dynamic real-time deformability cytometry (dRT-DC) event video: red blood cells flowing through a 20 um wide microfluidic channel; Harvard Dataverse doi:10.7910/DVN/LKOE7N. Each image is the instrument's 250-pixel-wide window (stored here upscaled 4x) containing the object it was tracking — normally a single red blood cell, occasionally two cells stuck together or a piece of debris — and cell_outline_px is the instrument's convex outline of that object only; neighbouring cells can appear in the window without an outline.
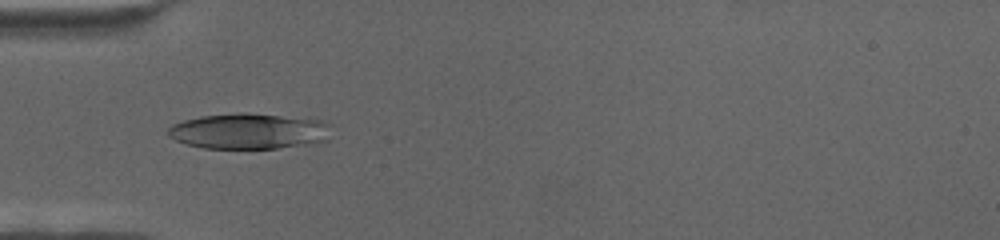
{"species": "human", "species_latin": "Homo sapiens", "temperature_condition": "cold", "stored_images_in_passage": 59, "camera_frame_rate_fps": 3000, "um_per_image_px": 0.085, "donor": {"sex": "female"}, "frame": {"image": 1, "passage_image": 14, "time_ms": 4.333, "image_size_px": [1000, 240], "cell_outline_px": [[332, 124], [328, 140], [312, 144], [276, 148], [204, 148], [188, 144], [176, 140], [168, 136], [168, 128], [172, 124], [184, 120], [200, 116], [240, 112], [244, 112], [320, 120]], "centroid_in_image_um": [21.19, 11.15], "position_along_channel_um": 63.8, "area_um2": 34.04}}
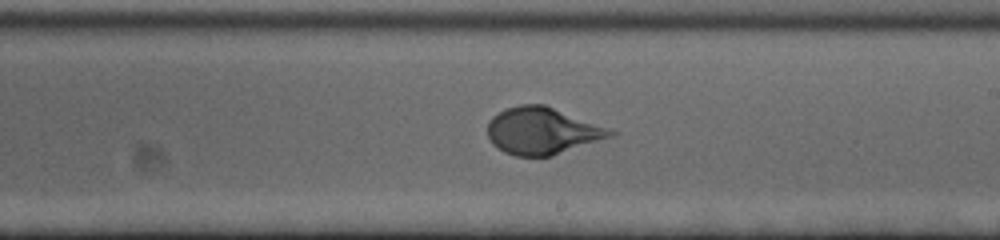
{"frame": {"image": 2, "passage_image": 32, "time_ms": 10.333, "image_size_px": [1000, 240], "cell_outline_px": [[620, 132], [616, 136], [552, 156], [516, 156], [504, 152], [492, 144], [488, 136], [488, 124], [492, 116], [504, 108], [520, 104], [544, 104]], "centroid_in_image_um": [46.13, 11.13], "position_along_channel_um": 242.9, "area_um2": 33.93}}
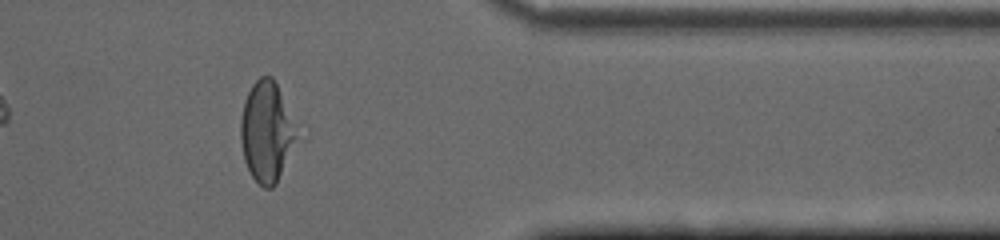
{"frame": {"image": 3, "passage_image": 48, "time_ms": 15.667, "image_size_px": [1000, 240], "cell_outline_px": [[308, 140], [276, 184], [272, 188], [264, 188], [252, 176], [244, 160], [240, 140], [240, 120], [244, 100], [252, 84], [260, 76], [272, 76], [308, 124]], "centroid_in_image_um": [22.98, 11.18], "position_along_channel_um": 388.4, "area_um2": 37.8}}